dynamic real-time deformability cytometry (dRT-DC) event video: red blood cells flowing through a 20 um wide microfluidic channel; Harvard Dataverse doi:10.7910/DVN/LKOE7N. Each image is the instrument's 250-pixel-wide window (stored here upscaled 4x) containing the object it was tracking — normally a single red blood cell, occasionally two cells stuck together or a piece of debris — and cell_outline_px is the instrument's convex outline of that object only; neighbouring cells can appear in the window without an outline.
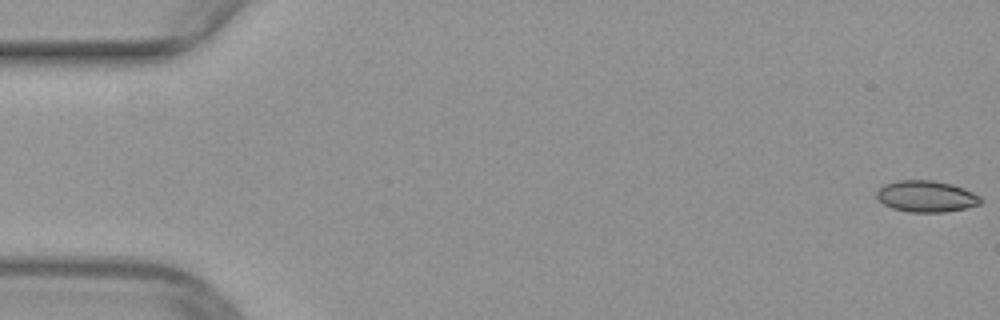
{"species": "common noctule bat (a hibernating species)", "species_latin": "Nyctalus noctula", "temperature_condition": "warm", "stored_images_in_passage": 51, "camera_frame_rate_fps": 3000, "um_per_image_px": 0.085, "animal": {"sex": "female", "body_mass_g": 29.2, "forearm_length_mm": 56.3}, "frame": {"image": 1, "passage_image": 1, "time_ms": 0.0, "image_size_px": [1000, 320], "cell_outline_px": [[984, 200], [980, 204], [968, 208], [944, 212], [908, 212], [892, 208], [884, 204], [876, 196], [876, 192], [884, 184], [896, 180], [932, 180], [952, 184], [964, 188], [980, 196]], "centroid_in_image_um": [78.75, 16.69], "position_along_channel_um": 6.2, "area_um2": 19.19}}
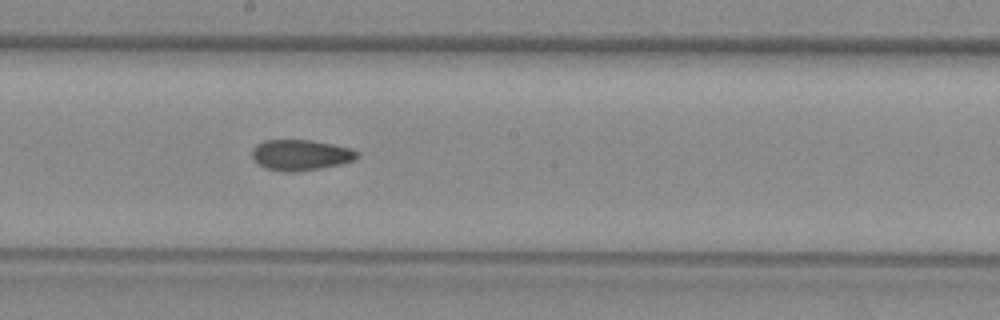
{"frame": {"image": 2, "passage_image": 28, "time_ms": 9.0, "image_size_px": [1000, 320], "cell_outline_px": [[360, 156], [352, 160], [340, 164], [320, 168], [296, 172], [284, 172], [264, 168], [252, 156], [252, 148], [256, 144], [264, 140], [312, 140], [352, 148], [360, 152]], "centroid_in_image_um": [25.57, 13.17], "position_along_channel_um": 222.6, "area_um2": 18.9}}
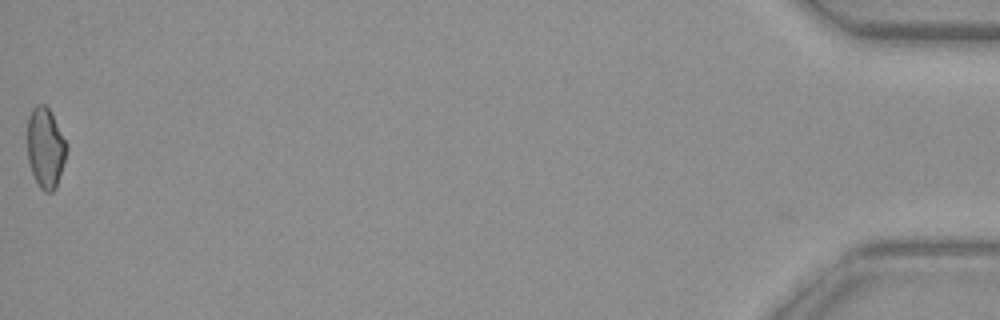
{"frame": {"image": 3, "passage_image": 51, "time_ms": 16.667, "image_size_px": [1000, 320], "cell_outline_px": [[68, 148], [56, 188], [52, 192], [44, 192], [40, 188], [32, 172], [28, 160], [28, 116], [32, 108], [36, 104], [44, 104], [48, 108], [68, 144]], "centroid_in_image_um": [3.87, 12.56], "position_along_channel_um": 431.3, "area_um2": 18.26}}